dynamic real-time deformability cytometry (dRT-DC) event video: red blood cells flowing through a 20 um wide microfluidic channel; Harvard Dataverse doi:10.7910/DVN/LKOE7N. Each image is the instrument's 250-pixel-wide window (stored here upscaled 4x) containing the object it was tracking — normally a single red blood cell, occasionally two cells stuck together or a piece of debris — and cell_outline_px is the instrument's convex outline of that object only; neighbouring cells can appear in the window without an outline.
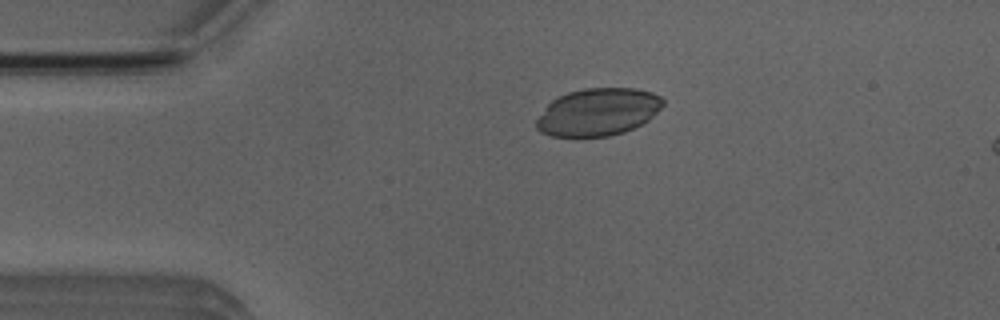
{"species": "Egyptian fruit bat (a non-hibernating species)", "species_latin": "Rousettus aegyptiacus", "temperature_condition": "room temperature", "stored_images_in_passage": 37, "camera_frame_rate_fps": 3000, "um_per_image_px": 0.085, "animal": {"sex": "male"}, "frame": {"image": 1, "passage_image": 2, "time_ms": 0.333, "image_size_px": [1000, 320], "cell_outline_px": [[664, 104], [648, 120], [624, 132], [608, 136], [552, 136], [540, 132], [536, 128], [536, 120], [548, 104], [556, 96], [568, 92], [584, 88], [636, 88], [652, 92], [660, 96], [664, 100]], "centroid_in_image_um": [50.82, 9.5], "position_along_channel_um": 34.2, "area_um2": 34.91}}